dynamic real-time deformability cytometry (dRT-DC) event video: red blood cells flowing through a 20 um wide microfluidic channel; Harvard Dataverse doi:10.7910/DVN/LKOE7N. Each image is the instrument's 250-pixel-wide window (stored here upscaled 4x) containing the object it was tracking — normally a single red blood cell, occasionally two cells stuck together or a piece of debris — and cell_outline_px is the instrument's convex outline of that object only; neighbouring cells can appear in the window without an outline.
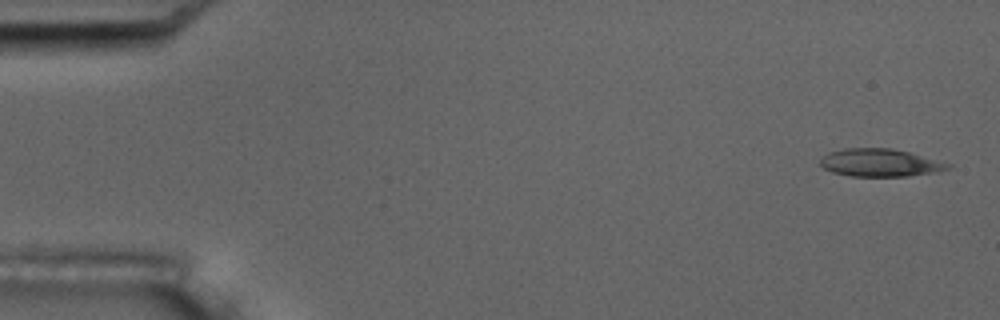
{"species": "common noctule bat (a hibernating species)", "species_latin": "Nyctalus noctula", "temperature_condition": "room temperature", "stored_images_in_passage": 5, "camera_frame_rate_fps": 3000, "um_per_image_px": 0.085, "animal": {"sex": "male", "body_mass_g": 17.5, "forearm_length_mm": 52.3}, "frame": {"image": 1, "passage_image": 1, "time_ms": 0.0, "image_size_px": [1000, 320], "cell_outline_px": [[952, 168], [940, 172], [908, 176], [852, 176], [832, 172], [824, 168], [820, 164], [820, 160], [828, 152], [844, 148], [892, 148], [908, 152], [952, 164]], "centroid_in_image_um": [74.83, 13.83], "position_along_channel_um": 10.2, "area_um2": 20.69}}
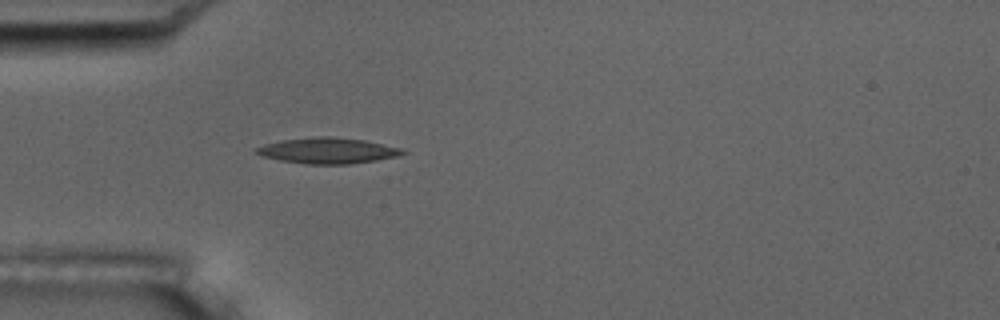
{"frame": {"image": 2, "passage_image": 5, "time_ms": 4.667, "image_size_px": [1000, 320], "cell_outline_px": [[408, 152], [400, 156], [352, 164], [304, 164], [280, 160], [264, 156], [256, 152], [256, 148], [264, 144], [280, 140], [320, 136], [332, 136], [364, 140], [404, 148]], "centroid_in_image_um": [27.93, 12.8], "position_along_channel_um": 57.1, "area_um2": 22.14}}